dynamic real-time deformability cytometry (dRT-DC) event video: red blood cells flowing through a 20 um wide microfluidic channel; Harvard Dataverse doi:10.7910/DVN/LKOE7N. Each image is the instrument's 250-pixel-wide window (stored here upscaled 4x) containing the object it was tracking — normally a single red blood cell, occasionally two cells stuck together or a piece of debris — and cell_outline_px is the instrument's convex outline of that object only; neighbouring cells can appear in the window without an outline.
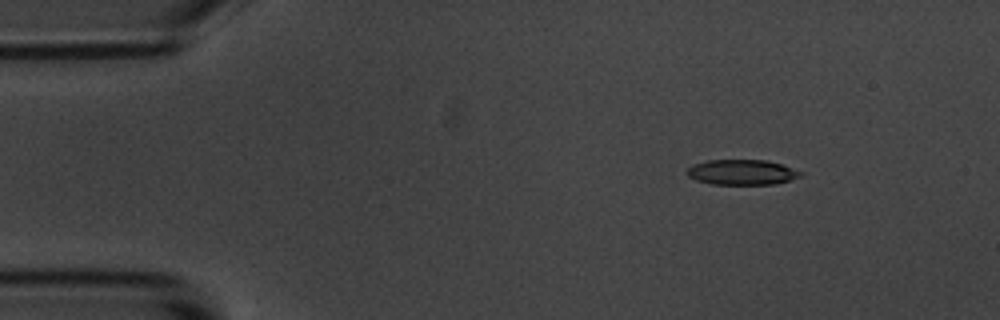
{"species": "common noctule bat (a hibernating species)", "species_latin": "Nyctalus noctula", "temperature_condition": "room temperature", "stored_images_in_passage": 7, "camera_frame_rate_fps": 3000, "um_per_image_px": 0.085, "animal": {"sex": "male", "body_mass_g": 20.1, "forearm_length_mm": 53.5}, "frame": {"image": 1, "passage_image": 1, "time_ms": 0.0, "image_size_px": [1000, 320], "cell_outline_px": [[804, 176], [776, 184], [712, 184], [696, 180], [688, 176], [688, 168], [692, 164], [708, 160], [768, 160], [804, 172]], "centroid_in_image_um": [63.1, 14.64], "position_along_channel_um": 21.9, "area_um2": 16.76}}
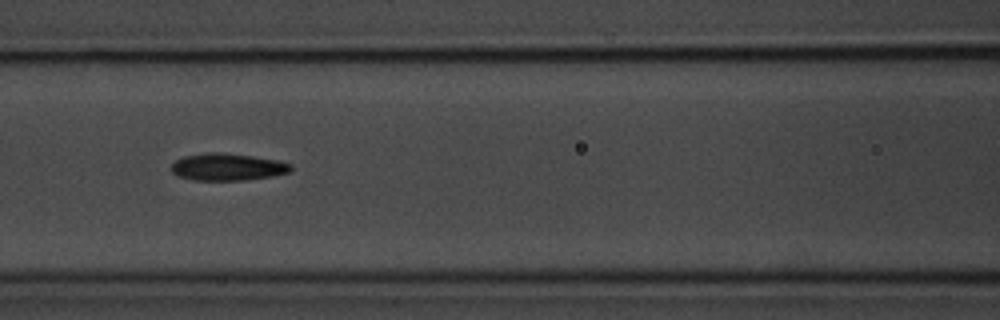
{"frame": {"image": 2, "passage_image": 6, "time_ms": 5.667, "image_size_px": [1000, 320], "cell_outline_px": [[292, 168], [288, 172], [272, 176], [244, 180], [192, 180], [176, 176], [172, 172], [172, 164], [176, 160], [184, 156], [208, 152], [216, 152], [252, 156], [276, 160], [292, 164]], "centroid_in_image_um": [19.3, 14.2], "position_along_channel_um": 147.3, "area_um2": 18.79}}
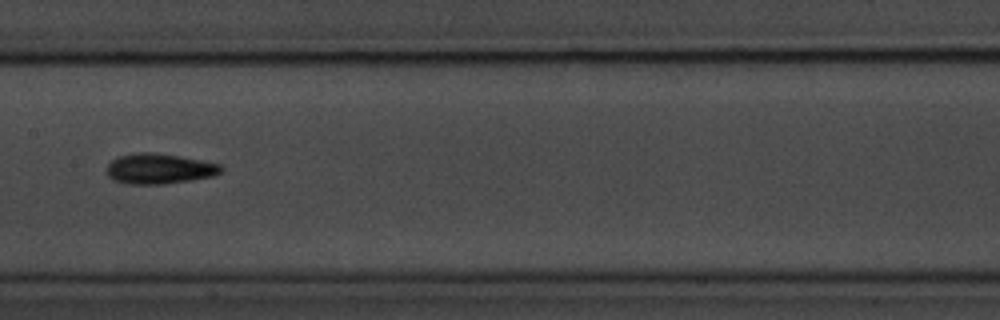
{"frame": {"image": 3, "passage_image": 7, "time_ms": 7.0, "image_size_px": [1000, 320], "cell_outline_px": [[224, 172], [216, 176], [192, 180], [164, 184], [128, 184], [112, 180], [108, 176], [108, 164], [112, 160], [120, 156], [136, 152], [152, 152], [180, 156], [220, 164], [224, 168]], "centroid_in_image_um": [13.59, 14.35], "position_along_channel_um": 193.8, "area_um2": 20.4}}